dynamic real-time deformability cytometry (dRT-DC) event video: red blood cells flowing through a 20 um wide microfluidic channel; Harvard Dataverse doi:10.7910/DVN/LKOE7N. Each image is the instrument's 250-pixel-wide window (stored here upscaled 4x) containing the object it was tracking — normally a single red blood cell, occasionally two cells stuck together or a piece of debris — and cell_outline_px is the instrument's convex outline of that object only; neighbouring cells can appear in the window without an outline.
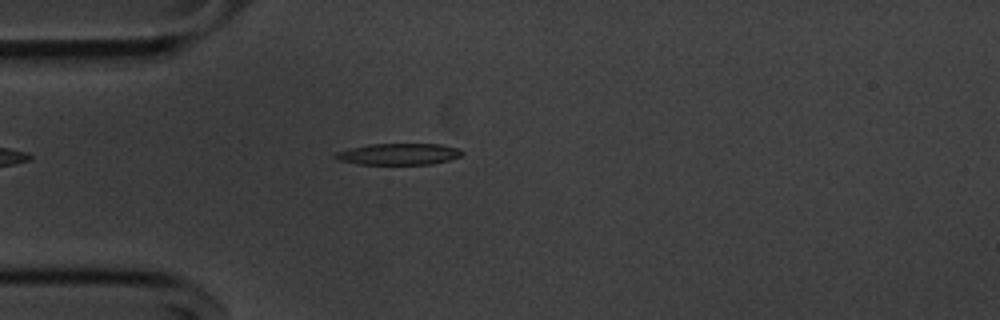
{"species": "common noctule bat (a hibernating species)", "species_latin": "Nyctalus noctula", "temperature_condition": "cold", "stored_images_in_passage": 41, "camera_frame_rate_fps": 3000, "um_per_image_px": 0.085, "animal": {"sex": "male", "body_mass_g": 20.1, "forearm_length_mm": 53.5}, "frame": {"image": 1, "passage_image": 1, "time_ms": 0.0, "image_size_px": [1000, 320], "cell_outline_px": [[464, 152], [460, 156], [448, 160], [432, 164], [360, 164], [340, 160], [332, 156], [336, 152], [368, 144], [440, 144], [460, 148]], "centroid_in_image_um": [33.92, 13.09], "position_along_channel_um": 51.1, "area_um2": 15.72}}
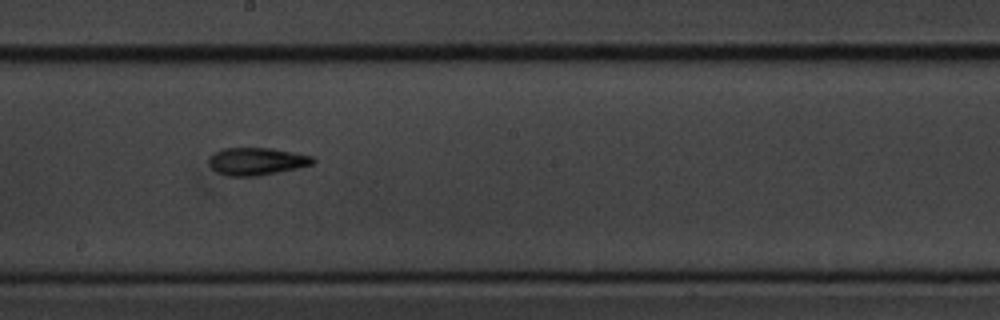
{"frame": {"image": 2, "passage_image": 16, "time_ms": 5.0, "image_size_px": [1000, 320], "cell_outline_px": [[316, 160], [312, 164], [296, 168], [256, 176], [228, 176], [216, 172], [208, 164], [208, 160], [220, 148], [272, 148], [312, 156]], "centroid_in_image_um": [21.78, 13.71], "position_along_channel_um": 226.4, "area_um2": 16.53}}
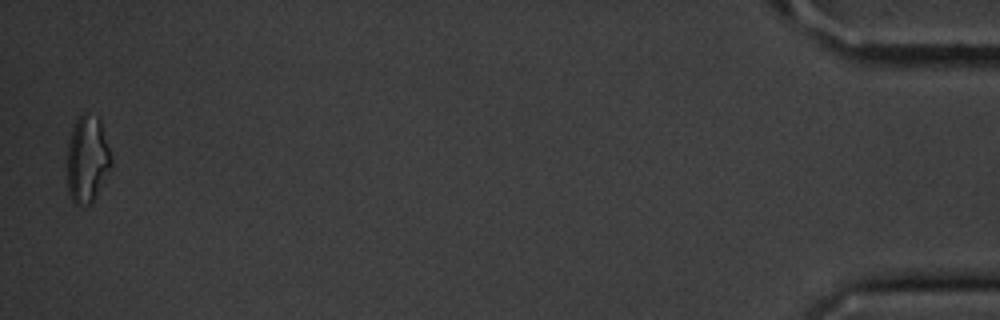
{"frame": {"image": 3, "passage_image": 40, "time_ms": 13.0, "image_size_px": [1000, 320], "cell_outline_px": [[112, 164], [92, 204], [76, 204], [72, 200], [68, 192], [68, 144], [76, 120], [84, 112], [88, 112], [100, 120], [112, 156]], "centroid_in_image_um": [7.44, 13.54], "position_along_channel_um": 427.8, "area_um2": 22.08}, "authors_computed_cell_mechanics": {"area_um2": 16.2418, "velocity_mm_per_s": 3.662, "shape_relaxation_time_tau1_ms": 4.3133, "shape_relaxation_time_tau2_ms": 4.4012, "deformation_change_tau1": 0.1859, "deformation_change_tau2": 0.1543}}